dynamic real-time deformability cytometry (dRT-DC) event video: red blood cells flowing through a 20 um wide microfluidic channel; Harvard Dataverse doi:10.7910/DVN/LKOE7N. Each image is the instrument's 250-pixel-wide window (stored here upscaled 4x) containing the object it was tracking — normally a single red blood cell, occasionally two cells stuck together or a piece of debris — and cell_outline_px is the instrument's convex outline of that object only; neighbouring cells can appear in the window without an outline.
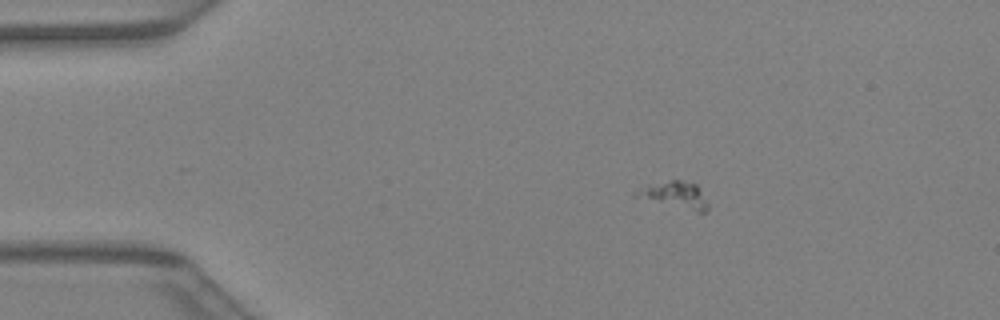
{"species": "Egyptian fruit bat (a non-hibernating species)", "species_latin": "Rousettus aegyptiacus", "temperature_condition": "warm", "stored_images_in_passage": 34, "camera_frame_rate_fps": 3000, "um_per_image_px": 0.085, "animal": {"sex": "female"}, "frame": {"image": 1, "passage_image": 5, "time_ms": 1.333, "image_size_px": [1000, 320], "cell_outline_px": [[708, 208], [704, 212], [700, 212], [632, 196], [632, 192], [672, 180], [680, 180], [696, 184], [708, 204]], "centroid_in_image_um": [57.4, 16.59], "position_along_channel_um": 27.6, "area_um2": 10.4}}
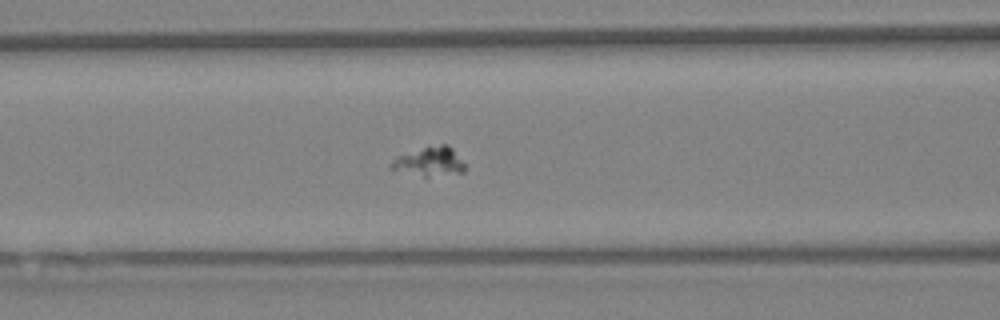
{"frame": {"image": 2, "passage_image": 15, "time_ms": 4.667, "image_size_px": [1000, 320], "cell_outline_px": [[464, 172], [428, 176], [424, 176], [388, 168], [388, 164], [396, 156], [424, 148], [440, 144], [448, 144], [452, 148], [464, 164]], "centroid_in_image_um": [36.48, 13.73], "position_along_channel_um": 130.1, "area_um2": 12.14}}
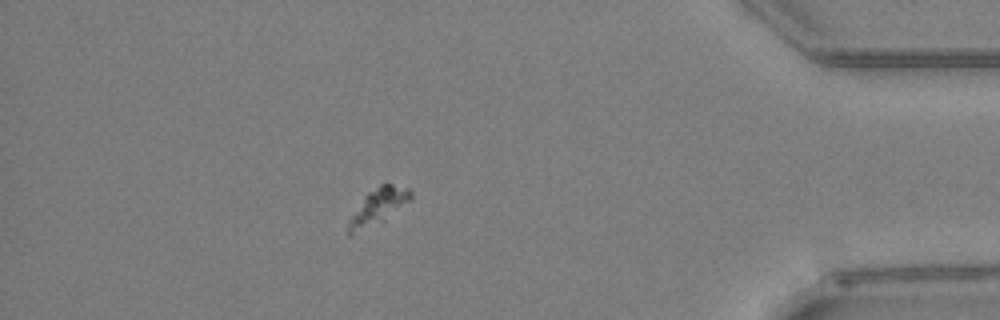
{"frame": {"image": 3, "passage_image": 34, "time_ms": 11.0, "image_size_px": [1000, 320], "cell_outline_px": [[412, 196], [408, 200], [384, 220], [348, 236], [348, 220], [364, 196], [368, 192], [380, 184], [392, 184], [408, 188], [412, 192]], "centroid_in_image_um": [32.11, 17.53], "position_along_channel_um": 403.1, "area_um2": 12.54}}